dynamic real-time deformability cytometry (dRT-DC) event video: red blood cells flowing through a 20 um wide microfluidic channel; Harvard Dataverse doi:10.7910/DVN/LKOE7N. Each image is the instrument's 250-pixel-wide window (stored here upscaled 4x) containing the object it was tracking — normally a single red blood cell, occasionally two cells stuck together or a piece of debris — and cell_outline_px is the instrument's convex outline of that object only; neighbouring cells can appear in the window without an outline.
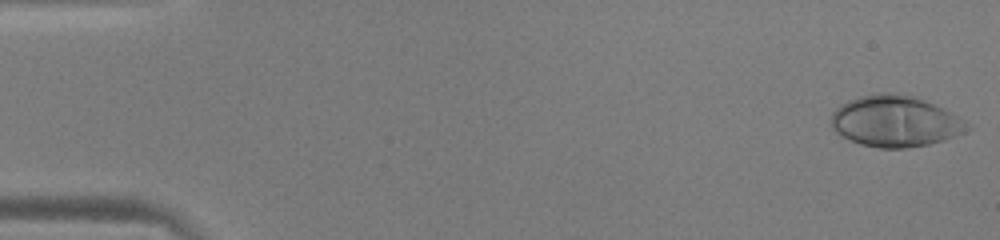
{"species": "human", "species_latin": "Homo sapiens", "temperature_condition": "warm", "stored_images_in_passage": 51, "camera_frame_rate_fps": 3000, "um_per_image_px": 0.085, "donor": {"sex": "male"}, "frame": {"image": 1, "passage_image": 1, "time_ms": 0.0, "image_size_px": [1000, 240], "cell_outline_px": [[972, 128], [956, 136], [944, 140], [928, 144], [908, 148], [880, 148], [860, 144], [840, 136], [832, 128], [832, 112], [840, 104], [848, 100], [860, 96], [884, 92], [888, 92], [916, 96], [964, 120]], "centroid_in_image_um": [76.06, 10.31], "position_along_channel_um": 8.9, "area_um2": 40.4}}
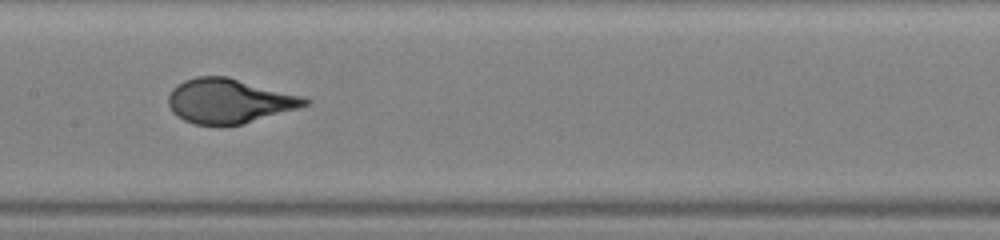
{"frame": {"image": 2, "passage_image": 26, "time_ms": 8.333, "image_size_px": [1000, 240], "cell_outline_px": [[312, 104], [240, 124], [220, 128], [196, 124], [184, 120], [176, 116], [172, 112], [168, 104], [168, 96], [172, 88], [176, 84], [184, 80], [196, 76], [228, 76], [300, 96], [312, 100]], "centroid_in_image_um": [19.42, 8.6], "position_along_channel_um": 188.0, "area_um2": 35.72}}
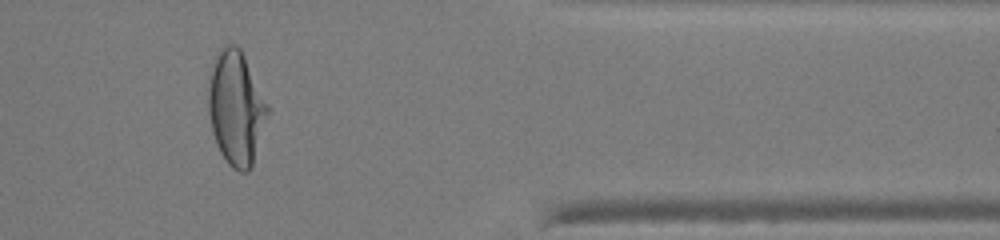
{"frame": {"image": 3, "passage_image": 43, "time_ms": 14.0, "image_size_px": [1000, 240], "cell_outline_px": [[268, 112], [252, 168], [248, 172], [240, 172], [232, 168], [228, 164], [220, 152], [216, 144], [212, 132], [208, 112], [208, 88], [212, 64], [216, 52], [224, 44], [236, 44], [240, 48], [268, 104]], "centroid_in_image_um": [20.04, 9.18], "position_along_channel_um": 391.4, "area_um2": 39.42}, "authors_computed_cell_mechanics": {"area_um2": 36.2406, "velocity_mm_per_s": 3.9786, "shape_relaxation_time_tau1_ms": 4.1396, "shape_relaxation_time_tau2_ms": null, "deformation_change_tau1": 0.2532, "deformation_change_tau2": null}}